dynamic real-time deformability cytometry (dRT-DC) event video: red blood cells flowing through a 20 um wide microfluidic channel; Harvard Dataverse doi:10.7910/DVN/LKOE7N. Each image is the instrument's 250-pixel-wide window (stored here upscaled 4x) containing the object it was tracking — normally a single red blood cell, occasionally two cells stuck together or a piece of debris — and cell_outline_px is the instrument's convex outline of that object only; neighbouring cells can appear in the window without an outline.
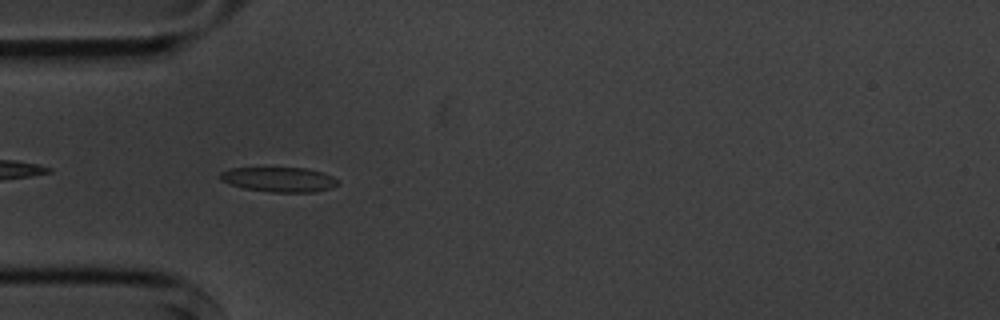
{"species": "common noctule bat (a hibernating species)", "species_latin": "Nyctalus noctula", "temperature_condition": "cold", "stored_images_in_passage": 5, "camera_frame_rate_fps": 3000, "um_per_image_px": 0.085, "animal": {"sex": "male", "body_mass_g": 20.1, "forearm_length_mm": 53.5}, "frame": {"image": 1, "passage_image": 4, "time_ms": 3.333, "image_size_px": [1000, 320], "cell_outline_px": [[340, 184], [332, 188], [316, 192], [272, 192], [244, 188], [220, 180], [220, 172], [228, 168], [308, 168], [324, 172], [332, 176]], "centroid_in_image_um": [23.76, 15.25], "position_along_channel_um": 61.2, "area_um2": 17.05}}
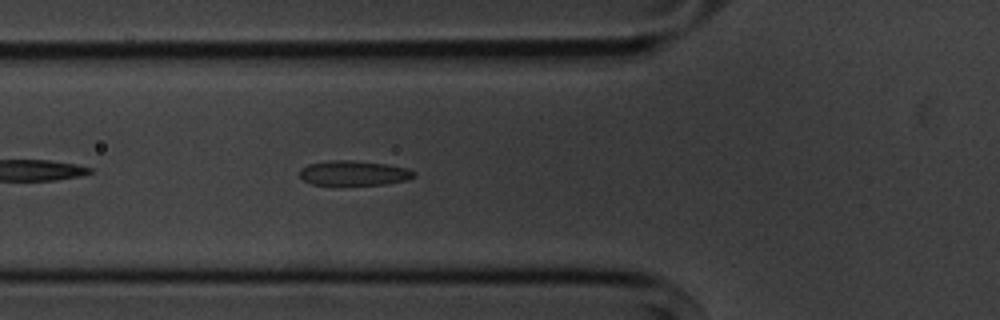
{"frame": {"image": 2, "passage_image": 5, "time_ms": 4.333, "image_size_px": [1000, 320], "cell_outline_px": [[416, 176], [408, 180], [384, 184], [312, 184], [304, 180], [300, 176], [300, 168], [308, 164], [328, 160], [352, 160], [388, 164], [408, 168], [416, 172]], "centroid_in_image_um": [30.11, 14.69], "position_along_channel_um": 95.7, "area_um2": 16.53}}